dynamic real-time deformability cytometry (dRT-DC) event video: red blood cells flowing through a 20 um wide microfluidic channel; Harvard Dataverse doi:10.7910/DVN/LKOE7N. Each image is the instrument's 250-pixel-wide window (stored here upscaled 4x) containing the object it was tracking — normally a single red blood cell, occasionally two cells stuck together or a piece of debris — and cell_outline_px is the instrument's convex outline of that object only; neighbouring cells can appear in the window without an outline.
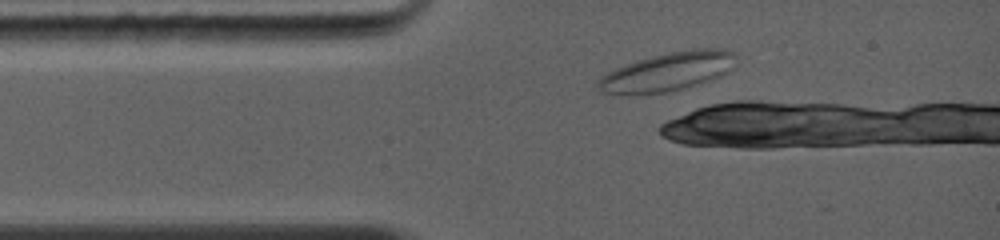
{"species": "common noctule bat (a hibernating species)", "species_latin": "Nyctalus noctula", "temperature_condition": "warm", "stored_images_in_passage": 3, "camera_frame_rate_fps": 5000, "um_per_image_px": 0.085, "animal": {"sex": "female", "body_mass_g": 19.0, "forearm_length_mm": 56.7}, "frame": {"image": 1, "passage_image": 3, "time_ms": 1.0, "image_size_px": [1000, 240], "cell_outline_px": [[736, 64], [728, 72], [720, 76], [708, 80], [680, 88], [664, 92], [632, 96], [600, 92], [596, 88], [596, 80], [600, 76], [616, 68], [636, 60], [668, 52], [692, 48], [724, 48], [736, 52]], "centroid_in_image_um": [56.72, 6.09], "position_along_channel_um": 28.3, "area_um2": 31.56}}